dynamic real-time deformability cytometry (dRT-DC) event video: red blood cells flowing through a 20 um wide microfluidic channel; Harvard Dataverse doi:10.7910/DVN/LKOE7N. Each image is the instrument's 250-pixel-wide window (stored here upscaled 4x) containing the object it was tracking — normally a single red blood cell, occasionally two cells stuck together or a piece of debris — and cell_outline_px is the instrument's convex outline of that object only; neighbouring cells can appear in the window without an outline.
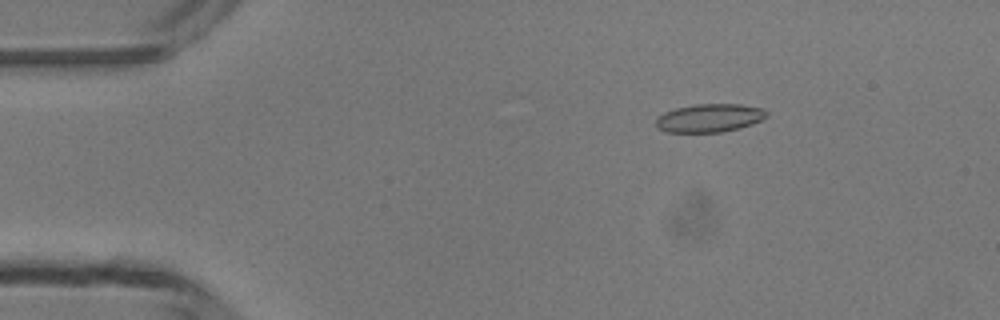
{"species": "common noctule bat (a hibernating species)", "species_latin": "Nyctalus noctula", "temperature_condition": "room temperature", "stored_images_in_passage": 47, "camera_frame_rate_fps": 3000, "um_per_image_px": 0.085, "animal": {"sex": "male", "body_mass_g": 13.3}, "frame": {"image": 1, "passage_image": 6, "time_ms": 1.667, "image_size_px": [1000, 320], "cell_outline_px": [[768, 116], [752, 124], [740, 128], [720, 132], [668, 132], [656, 128], [656, 116], [664, 112], [676, 108], [696, 104], [740, 104], [764, 108], [768, 112]], "centroid_in_image_um": [60.3, 10.02], "position_along_channel_um": 24.7, "area_um2": 18.38}}
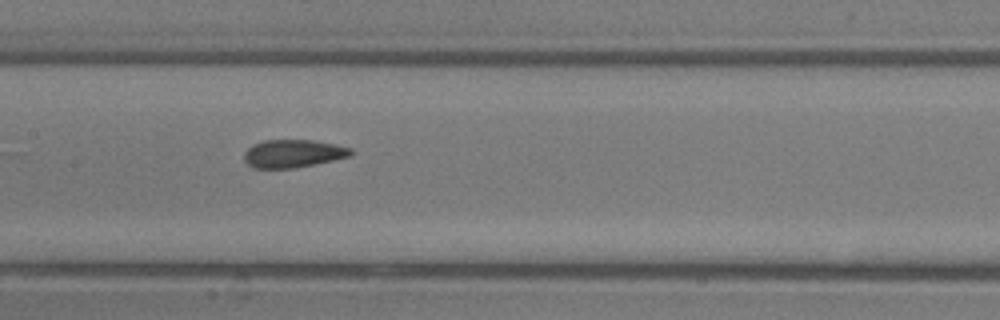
{"frame": {"image": 2, "passage_image": 22, "time_ms": 7.0, "image_size_px": [1000, 320], "cell_outline_px": [[352, 152], [348, 156], [332, 160], [292, 168], [252, 168], [244, 160], [244, 152], [252, 144], [264, 140], [312, 140], [352, 148]], "centroid_in_image_um": [24.84, 13.04], "position_along_channel_um": 182.6, "area_um2": 17.11}}
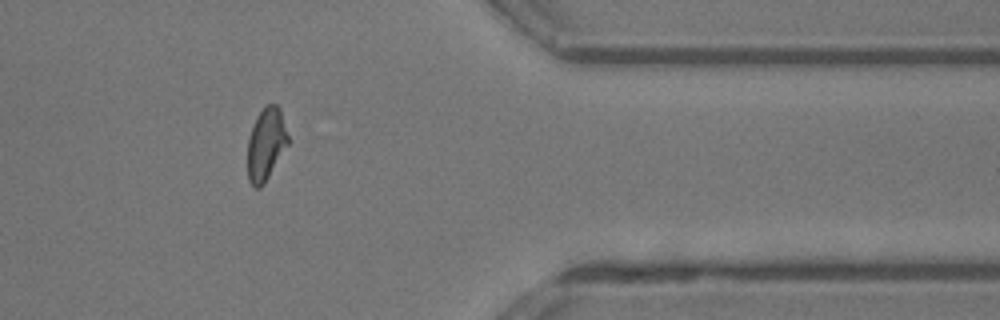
{"frame": {"image": 3, "passage_image": 38, "time_ms": 12.333, "image_size_px": [1000, 320], "cell_outline_px": [[288, 144], [264, 184], [260, 188], [256, 188], [248, 180], [248, 140], [252, 128], [264, 104], [276, 104], [280, 108], [288, 136]], "centroid_in_image_um": [22.61, 12.25], "position_along_channel_um": 388.8, "area_um2": 16.82}, "authors_computed_cell_mechanics": {"area_um2": 17.629, "velocity_mm_per_s": 4.2649, "shape_relaxation_time_tau1_ms": 5.5811, "shape_relaxation_time_tau2_ms": 1.4135, "deformation_change_tau1": 0.154, "deformation_change_tau2": 0.0776}}